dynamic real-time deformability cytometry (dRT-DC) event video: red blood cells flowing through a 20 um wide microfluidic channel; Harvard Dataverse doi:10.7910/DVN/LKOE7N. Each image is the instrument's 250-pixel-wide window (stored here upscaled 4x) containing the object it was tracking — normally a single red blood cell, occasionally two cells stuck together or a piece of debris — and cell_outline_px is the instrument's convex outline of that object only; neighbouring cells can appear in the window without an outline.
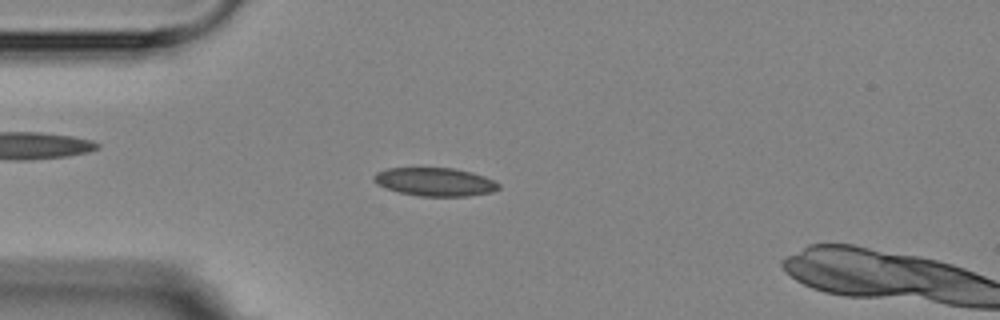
{"species": "Egyptian fruit bat (a non-hibernating species)", "species_latin": "Rousettus aegyptiacus", "temperature_condition": "room temperature", "stored_images_in_passage": 3, "camera_frame_rate_fps": 3000, "um_per_image_px": 0.085, "animal": {"sex": "female"}, "frame": {"image": 1, "passage_image": 3, "time_ms": 3.0, "image_size_px": [1000, 320], "cell_outline_px": [[500, 188], [492, 192], [468, 196], [420, 196], [400, 192], [376, 184], [372, 180], [372, 176], [376, 172], [388, 168], [452, 168], [472, 172], [484, 176], [500, 184]], "centroid_in_image_um": [36.96, 15.45], "position_along_channel_um": 48.0, "area_um2": 20.58}}